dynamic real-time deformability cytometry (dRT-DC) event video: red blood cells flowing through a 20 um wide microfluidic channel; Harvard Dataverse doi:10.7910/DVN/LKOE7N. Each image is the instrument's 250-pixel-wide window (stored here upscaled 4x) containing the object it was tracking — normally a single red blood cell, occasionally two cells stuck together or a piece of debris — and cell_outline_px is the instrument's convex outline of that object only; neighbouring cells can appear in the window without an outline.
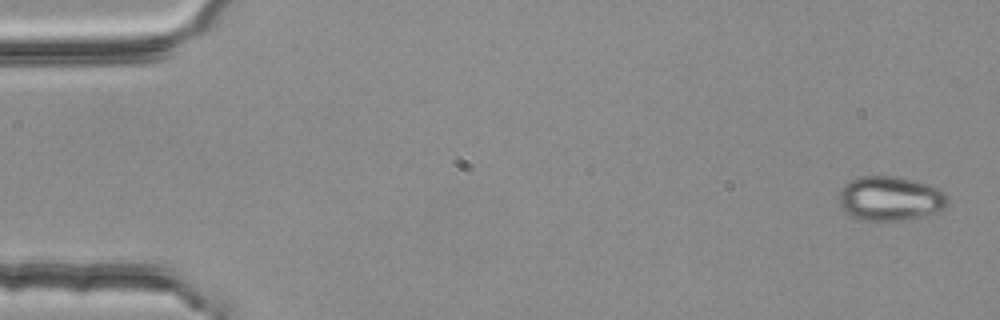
{"species": "common noctule bat (a hibernating species)", "species_latin": "Nyctalus noctula", "temperature_condition": "room temperature", "stored_images_in_passage": 53, "camera_frame_rate_fps": 3000, "um_per_image_px": 0.085, "animal": {"sex": "female", "body_mass_g": 25.1}, "frame": {"image": 1, "passage_image": 1, "time_ms": 0.0, "image_size_px": [1000, 320], "cell_outline_px": [[948, 204], [944, 208], [936, 212], [904, 220], [864, 220], [852, 216], [840, 204], [840, 188], [844, 184], [860, 176], [896, 176], [916, 180], [940, 188], [948, 196]], "centroid_in_image_um": [75.71, 16.85], "position_along_channel_um": 9.3, "area_um2": 28.03}}
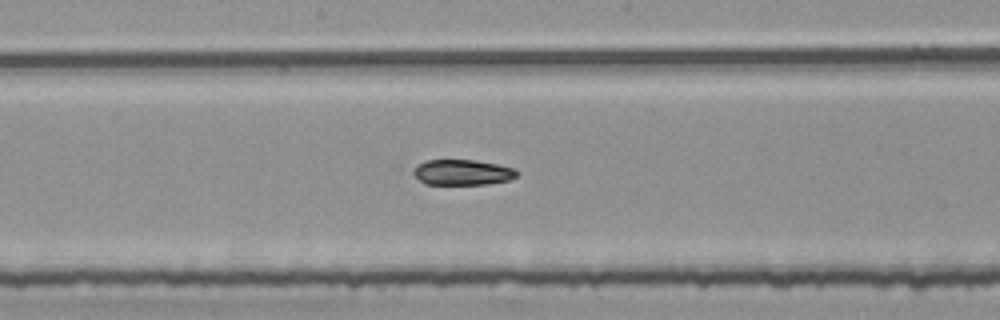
{"frame": {"image": 2, "passage_image": 28, "time_ms": 9.0, "image_size_px": [1000, 320], "cell_outline_px": [[520, 172], [516, 176], [508, 180], [488, 184], [424, 184], [412, 172], [420, 164], [428, 160], [476, 160], [516, 168]], "centroid_in_image_um": [39.36, 14.65], "position_along_channel_um": 208.8, "area_um2": 15.26}}
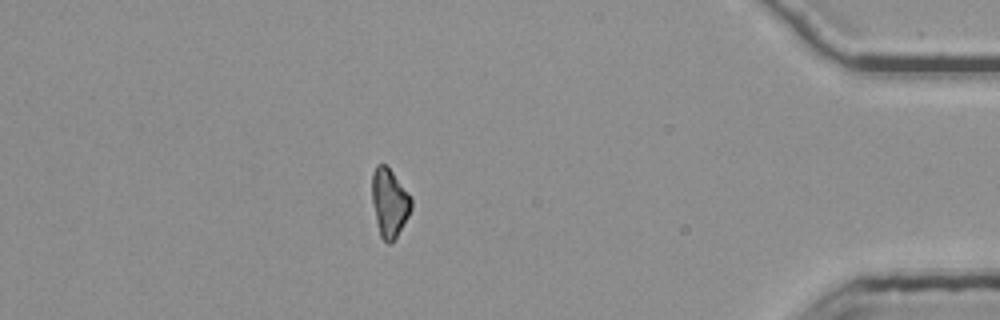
{"frame": {"image": 3, "passage_image": 47, "time_ms": 15.333, "image_size_px": [1000, 320], "cell_outline_px": [[412, 208], [408, 216], [392, 244], [388, 244], [380, 236], [372, 204], [372, 172], [376, 164], [384, 164], [392, 172], [412, 200]], "centroid_in_image_um": [33.08, 17.25], "position_along_channel_um": 402.1, "area_um2": 15.43}, "authors_computed_cell_mechanics": {"area_um2": 16.6464, "velocity_mm_per_s": 3.7911, "shape_relaxation_time_tau1_ms": 4.8165, "shape_relaxation_time_tau2_ms": 8.2861, "deformation_change_tau1": 0.1716, "deformation_change_tau2": 0.1209}}